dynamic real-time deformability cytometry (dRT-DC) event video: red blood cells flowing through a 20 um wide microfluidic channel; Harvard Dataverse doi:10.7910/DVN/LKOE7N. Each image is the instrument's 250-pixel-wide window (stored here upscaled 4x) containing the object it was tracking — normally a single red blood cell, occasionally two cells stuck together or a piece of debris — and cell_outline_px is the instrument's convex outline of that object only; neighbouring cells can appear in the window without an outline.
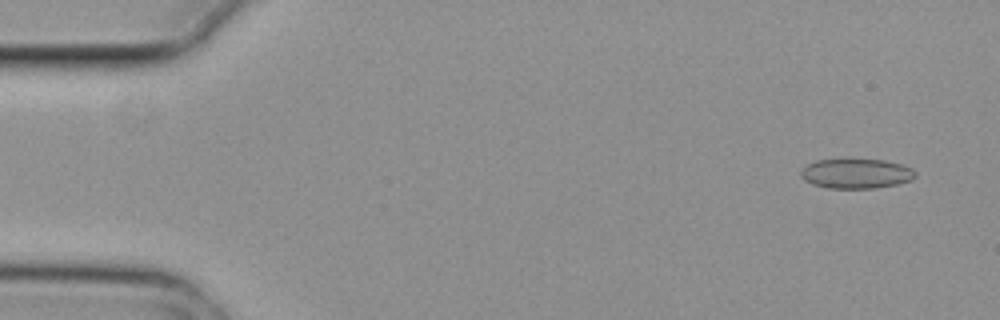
{"species": "common noctule bat (a hibernating species)", "species_latin": "Nyctalus noctula", "temperature_condition": "cold", "stored_images_in_passage": 7, "camera_frame_rate_fps": 3000, "um_per_image_px": 0.085, "animal": {"sex": "female", "body_mass_g": 29.2, "forearm_length_mm": 56.3}, "frame": {"image": 1, "passage_image": 1, "time_ms": 0.0, "image_size_px": [1000, 320], "cell_outline_px": [[916, 176], [912, 180], [896, 184], [876, 188], [828, 188], [812, 184], [804, 180], [800, 176], [800, 172], [808, 164], [816, 160], [848, 156], [884, 160], [904, 164], [912, 168], [916, 172]], "centroid_in_image_um": [72.78, 14.7], "position_along_channel_um": 12.2, "area_um2": 20.81}}
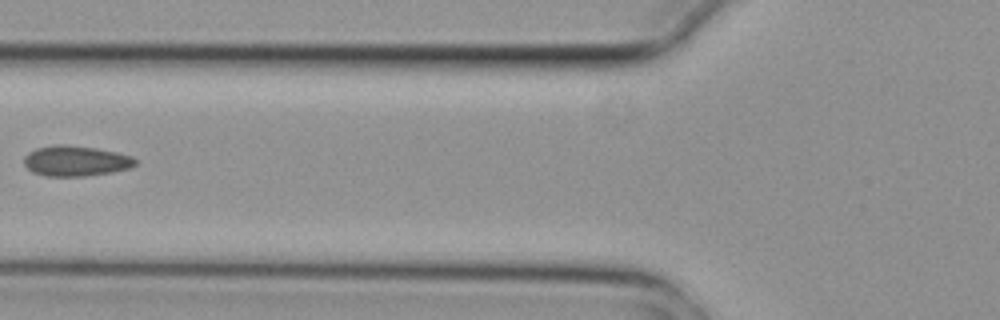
{"frame": {"image": 2, "passage_image": 6, "time_ms": 1.667, "image_size_px": [1000, 320], "cell_outline_px": [[136, 164], [128, 168], [112, 172], [84, 176], [44, 176], [32, 172], [24, 164], [24, 156], [28, 152], [36, 148], [56, 144], [64, 144], [96, 148], [116, 152], [132, 156], [136, 160]], "centroid_in_image_um": [6.4, 13.67], "position_along_channel_um": 119.4, "area_um2": 19.77}}
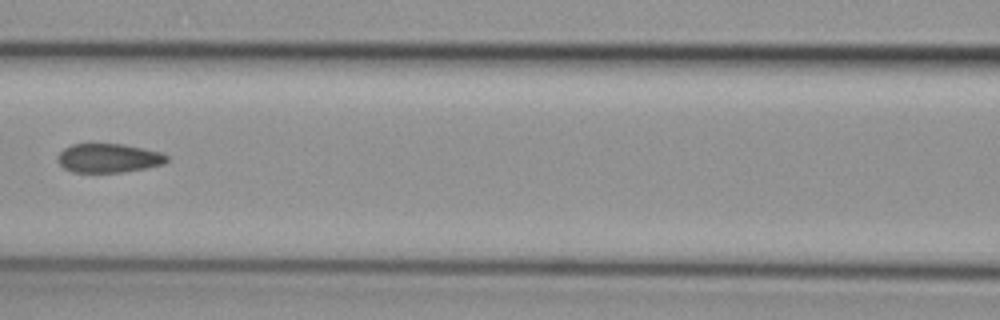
{"frame": {"image": 3, "passage_image": 7, "time_ms": 2.0, "image_size_px": [1000, 320], "cell_outline_px": [[168, 160], [164, 164], [148, 168], [124, 172], [72, 172], [64, 168], [56, 160], [56, 156], [64, 148], [72, 144], [124, 144], [164, 152], [168, 156]], "centroid_in_image_um": [9.26, 13.44], "position_along_channel_um": 157.3, "area_um2": 18.73}}